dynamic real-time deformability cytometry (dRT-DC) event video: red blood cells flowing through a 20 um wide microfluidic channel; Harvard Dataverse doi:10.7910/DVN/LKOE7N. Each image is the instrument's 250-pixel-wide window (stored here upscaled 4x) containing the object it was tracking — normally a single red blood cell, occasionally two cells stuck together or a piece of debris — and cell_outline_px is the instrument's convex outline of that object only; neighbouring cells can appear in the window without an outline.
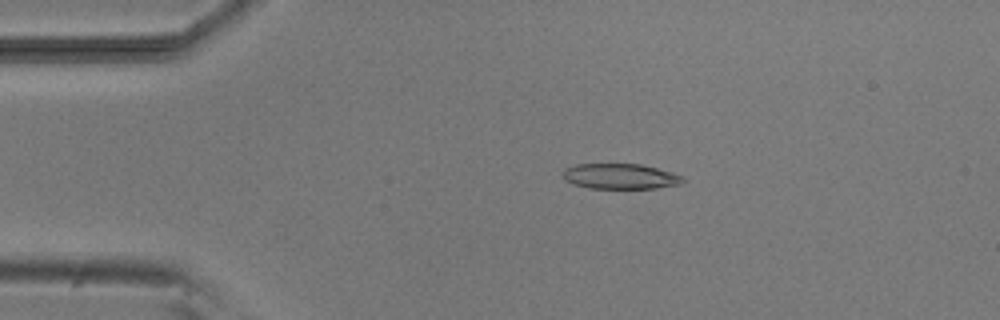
{"species": "common noctule bat (a hibernating species)", "species_latin": "Nyctalus noctula", "temperature_condition": "room temperature", "stored_images_in_passage": 5, "camera_frame_rate_fps": 3000, "um_per_image_px": 0.085, "animal": {"sex": "male", "body_mass_g": 20.5, "forearm_length_mm": 52.5}, "frame": {"image": 1, "passage_image": 2, "time_ms": 1.0, "image_size_px": [1000, 320], "cell_outline_px": [[688, 180], [680, 184], [656, 188], [588, 188], [572, 184], [564, 180], [560, 172], [564, 168], [576, 164], [640, 164], [672, 172], [684, 176]], "centroid_in_image_um": [52.7, 14.99], "position_along_channel_um": 32.3, "area_um2": 18.03}}
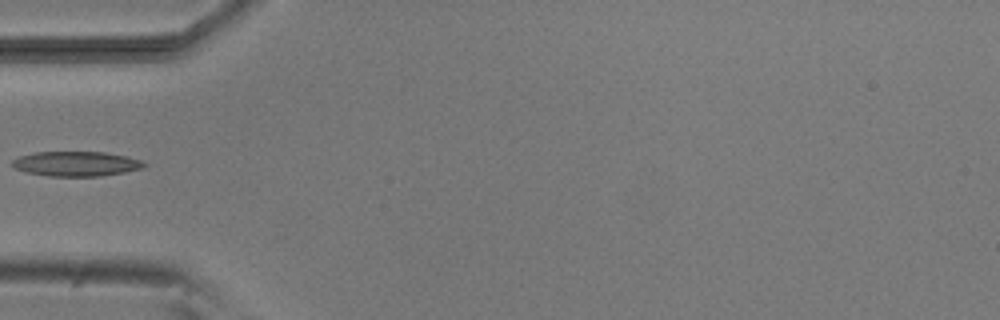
{"frame": {"image": 2, "passage_image": 4, "time_ms": 3.333, "image_size_px": [1000, 320], "cell_outline_px": [[148, 164], [144, 168], [124, 172], [100, 176], [48, 176], [28, 172], [12, 168], [12, 160], [20, 156], [36, 152], [104, 152], [128, 156], [140, 160]], "centroid_in_image_um": [6.49, 13.92], "position_along_channel_um": 78.5, "area_um2": 19.07}}
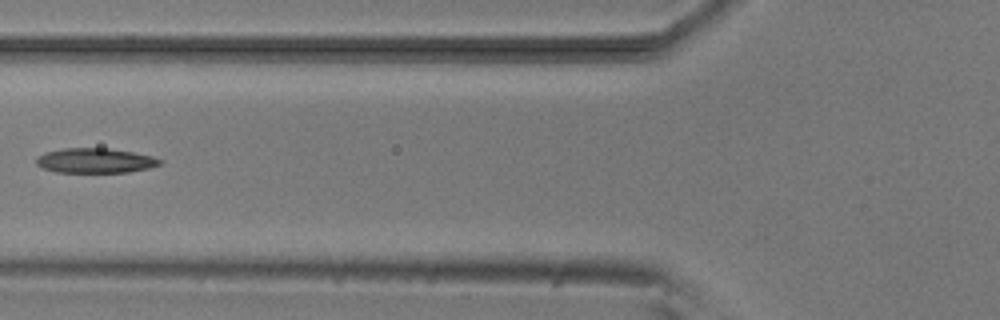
{"frame": {"image": 3, "passage_image": 5, "time_ms": 4.333, "image_size_px": [1000, 320], "cell_outline_px": [[164, 160], [160, 164], [148, 168], [128, 172], [56, 172], [44, 168], [36, 164], [36, 156], [44, 152], [64, 148], [108, 148], [132, 152], [152, 156]], "centroid_in_image_um": [8.07, 13.64], "position_along_channel_um": 117.7, "area_um2": 17.86}}